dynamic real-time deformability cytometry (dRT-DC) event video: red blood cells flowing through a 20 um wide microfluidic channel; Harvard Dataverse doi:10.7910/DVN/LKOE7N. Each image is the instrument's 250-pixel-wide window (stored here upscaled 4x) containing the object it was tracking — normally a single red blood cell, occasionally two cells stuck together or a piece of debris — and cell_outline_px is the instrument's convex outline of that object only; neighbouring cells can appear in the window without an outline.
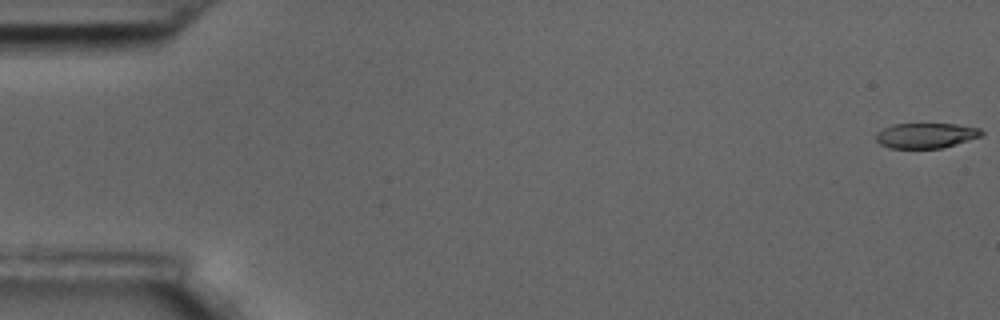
{"species": "common noctule bat (a hibernating species)", "species_latin": "Nyctalus noctula", "temperature_condition": "room temperature", "stored_images_in_passage": 60, "camera_frame_rate_fps": 3000, "um_per_image_px": 0.085, "animal": {"sex": "male", "body_mass_g": 17.5, "forearm_length_mm": 52.3}, "frame": {"image": 1, "passage_image": 1, "time_ms": 0.0, "image_size_px": [1000, 320], "cell_outline_px": [[984, 136], [940, 148], [888, 148], [880, 144], [876, 140], [876, 132], [892, 124], [960, 124], [980, 128], [984, 132]], "centroid_in_image_um": [78.73, 11.51], "position_along_channel_um": 6.3, "area_um2": 15.61}}
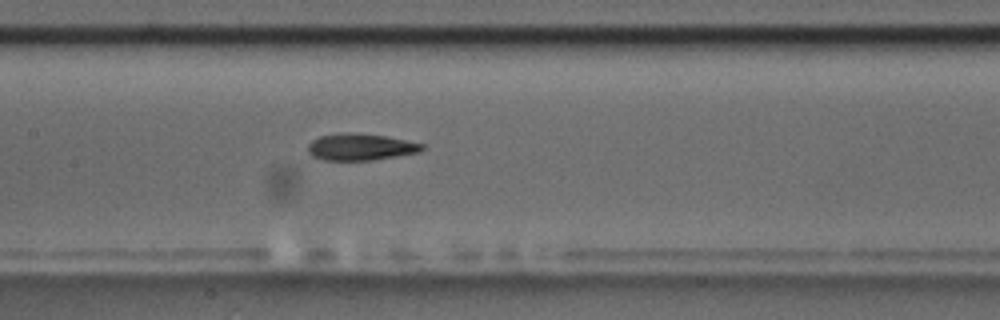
{"frame": {"image": 2, "passage_image": 29, "time_ms": 9.333, "image_size_px": [1000, 320], "cell_outline_px": [[428, 148], [420, 152], [372, 160], [324, 160], [312, 156], [308, 152], [308, 144], [312, 140], [320, 136], [348, 132], [352, 132], [384, 136], [424, 144]], "centroid_in_image_um": [30.66, 12.49], "position_along_channel_um": 176.7, "area_um2": 17.74}}
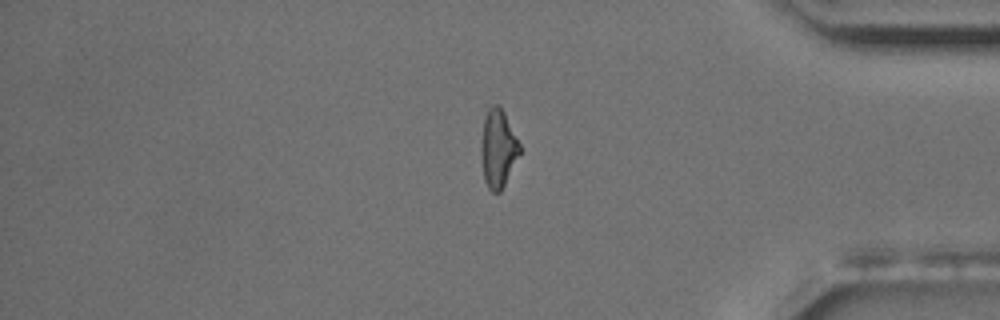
{"frame": {"image": 3, "passage_image": 50, "time_ms": 16.333, "image_size_px": [1000, 320], "cell_outline_px": [[520, 152], [500, 192], [492, 192], [488, 188], [484, 180], [480, 156], [480, 140], [484, 120], [488, 108], [492, 104], [500, 104], [520, 144]], "centroid_in_image_um": [42.3, 12.6], "position_along_channel_um": 392.9, "area_um2": 17.57}, "authors_computed_cell_mechanics": {"area_um2": 17.7157, "velocity_mm_per_s": 3.4398, "shape_relaxation_time_tau1_ms": 6.8854, "shape_relaxation_time_tau2_ms": 4.711, "deformation_change_tau1": 0.2133, "deformation_change_tau2": 0.1325}}